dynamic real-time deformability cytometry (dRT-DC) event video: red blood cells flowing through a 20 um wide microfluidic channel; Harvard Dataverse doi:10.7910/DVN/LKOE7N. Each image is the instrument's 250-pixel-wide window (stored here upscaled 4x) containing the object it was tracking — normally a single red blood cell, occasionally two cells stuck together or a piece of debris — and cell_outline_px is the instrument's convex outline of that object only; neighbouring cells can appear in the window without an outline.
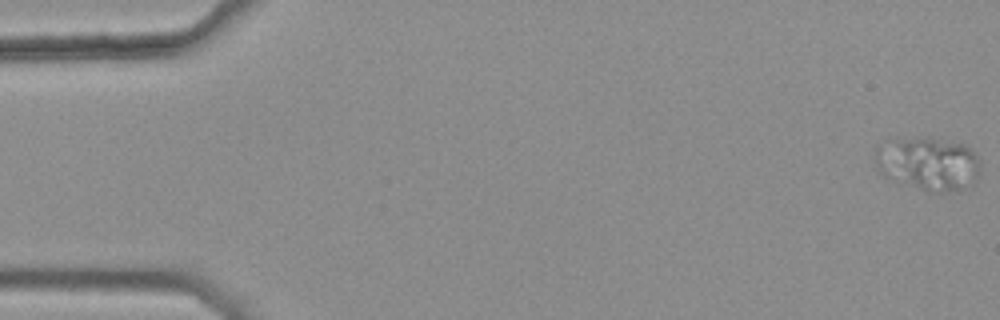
{"species": "common noctule bat (a hibernating species)", "species_latin": "Nyctalus noctula", "temperature_condition": "warm", "stored_images_in_passage": 2, "camera_frame_rate_fps": 3000, "um_per_image_px": 0.085, "animal": {"sex": "female", "body_mass_g": 25.1}, "frame": {"image": 1, "passage_image": 2, "time_ms": 0.333, "image_size_px": [1000, 320], "cell_outline_px": [[980, 168], [972, 184], [960, 188], [944, 192], [936, 192], [884, 176], [880, 172], [876, 164], [876, 144], [896, 136], [928, 136], [964, 144], [972, 148], [980, 164]], "centroid_in_image_um": [78.85, 13.81], "position_along_channel_um": 6.1, "area_um2": 32.83}}